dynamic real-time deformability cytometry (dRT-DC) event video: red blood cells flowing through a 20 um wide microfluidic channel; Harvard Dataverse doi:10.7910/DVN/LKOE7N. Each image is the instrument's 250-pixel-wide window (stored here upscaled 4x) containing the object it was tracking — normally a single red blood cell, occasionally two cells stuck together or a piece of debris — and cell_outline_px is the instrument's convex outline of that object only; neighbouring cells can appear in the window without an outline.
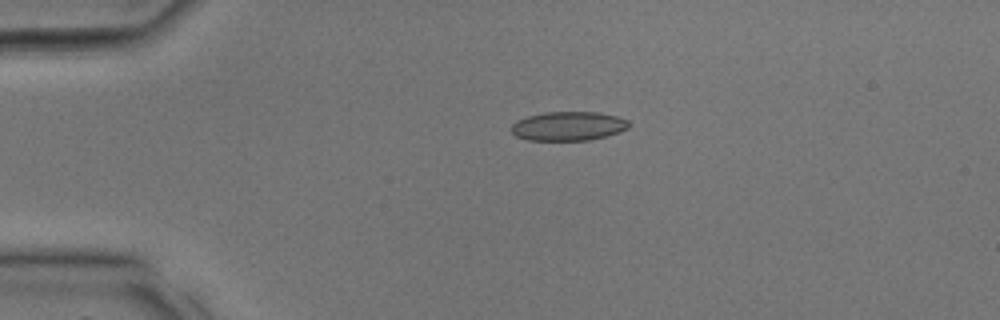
{"species": "common noctule bat (a hibernating species)", "species_latin": "Nyctalus noctula", "temperature_condition": "room temperature", "stored_images_in_passage": 26, "camera_frame_rate_fps": 3000, "um_per_image_px": 0.085, "animal": {"sex": "male", "body_mass_g": 17.9, "forearm_length_mm": 54.2}, "frame": {"image": 1, "passage_image": 2, "time_ms": 0.333, "image_size_px": [1000, 320], "cell_outline_px": [[628, 128], [620, 132], [588, 140], [528, 140], [516, 136], [508, 128], [516, 120], [528, 116], [544, 112], [596, 112], [616, 116], [628, 120]], "centroid_in_image_um": [48.26, 10.71], "position_along_channel_um": 36.7, "area_um2": 19.88}}
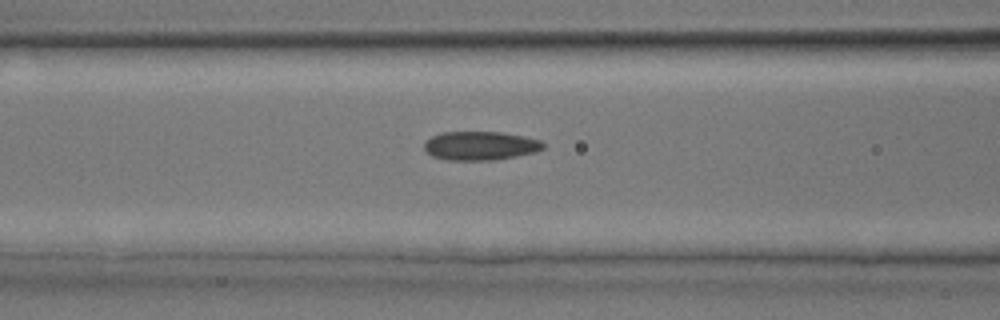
{"frame": {"image": 2, "passage_image": 8, "time_ms": 2.333, "image_size_px": [1000, 320], "cell_outline_px": [[544, 148], [536, 152], [516, 156], [492, 160], [448, 160], [432, 156], [424, 148], [424, 140], [432, 136], [444, 132], [500, 132], [524, 136], [540, 140], [544, 144]], "centroid_in_image_um": [40.82, 12.38], "position_along_channel_um": 125.8, "area_um2": 19.94}}
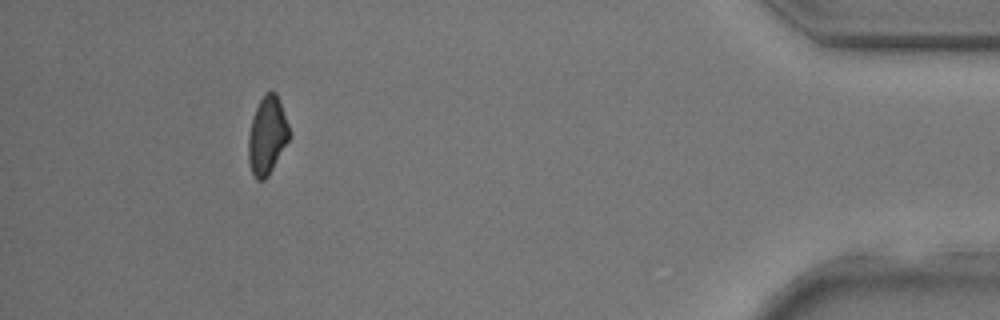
{"frame": {"image": 3, "passage_image": 24, "time_ms": 7.667, "image_size_px": [1000, 320], "cell_outline_px": [[288, 140], [268, 176], [264, 180], [256, 180], [252, 172], [248, 160], [248, 136], [252, 116], [264, 92], [276, 92], [288, 124]], "centroid_in_image_um": [22.67, 11.52], "position_along_channel_um": 412.5, "area_um2": 18.26}}